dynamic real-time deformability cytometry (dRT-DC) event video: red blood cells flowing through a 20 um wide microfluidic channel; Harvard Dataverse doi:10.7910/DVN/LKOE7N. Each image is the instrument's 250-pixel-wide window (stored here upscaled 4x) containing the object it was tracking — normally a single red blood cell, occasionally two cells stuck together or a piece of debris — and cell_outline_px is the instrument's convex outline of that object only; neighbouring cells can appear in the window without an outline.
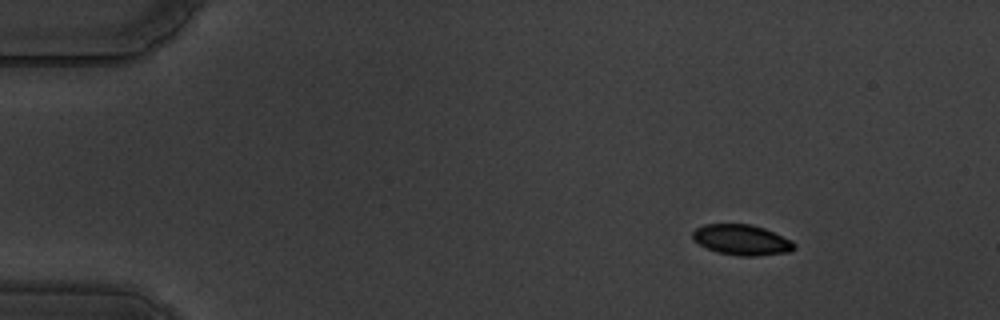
{"species": "common noctule bat (a hibernating species)", "species_latin": "Nyctalus noctula", "temperature_condition": "warm", "stored_images_in_passage": 52, "camera_frame_rate_fps": 3000, "um_per_image_px": 0.085, "animal": {"sex": "male", "body_mass_g": 19.5, "forearm_length_mm": 54.6}, "frame": {"image": 1, "passage_image": 1, "time_ms": 0.0, "image_size_px": [1000, 320], "cell_outline_px": [[796, 248], [788, 252], [756, 256], [740, 256], [716, 252], [692, 240], [692, 232], [696, 228], [704, 224], [752, 224], [764, 228], [792, 240], [796, 244]], "centroid_in_image_um": [63.05, 20.38], "position_along_channel_um": 22.0, "area_um2": 18.15}}
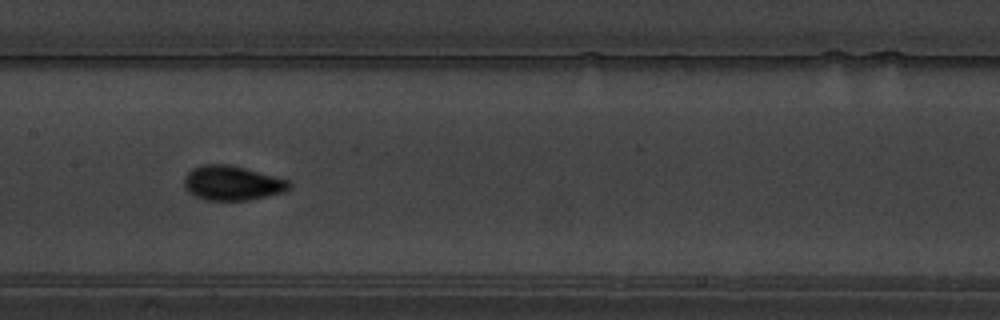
{"frame": {"image": 2, "passage_image": 23, "time_ms": 7.333, "image_size_px": [1000, 320], "cell_outline_px": [[292, 184], [288, 188], [280, 192], [248, 200], [208, 200], [196, 196], [188, 192], [184, 188], [184, 176], [192, 168], [200, 164], [228, 164], [244, 168], [288, 180]], "centroid_in_image_um": [19.66, 15.54], "position_along_channel_um": 187.7, "area_um2": 20.87}}
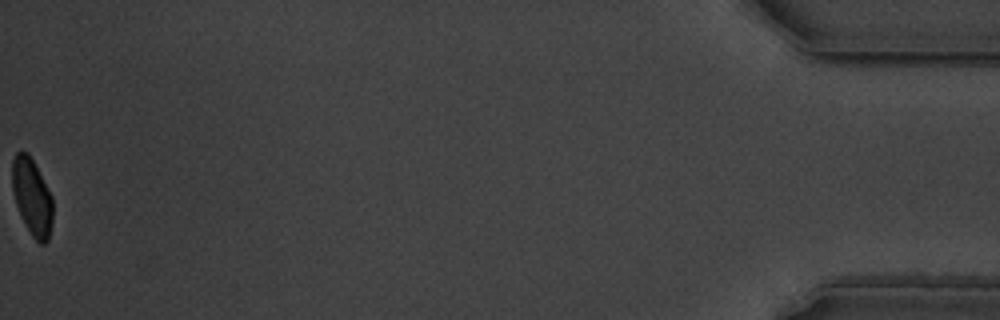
{"frame": {"image": 3, "passage_image": 52, "time_ms": 17.0, "image_size_px": [1000, 320], "cell_outline_px": [[52, 220], [48, 240], [44, 244], [40, 244], [32, 236], [20, 216], [16, 204], [12, 188], [12, 160], [16, 152], [28, 152], [52, 196]], "centroid_in_image_um": [2.71, 16.74], "position_along_channel_um": 432.5, "area_um2": 18.03}, "authors_computed_cell_mechanics": {"area_um2": 19.6231, "velocity_mm_per_s": 3.509, "shape_relaxation_time_tau1_ms": 3.379, "shape_relaxation_time_tau2_ms": null, "deformation_change_tau1": 0.1459, "deformation_change_tau2": null}}